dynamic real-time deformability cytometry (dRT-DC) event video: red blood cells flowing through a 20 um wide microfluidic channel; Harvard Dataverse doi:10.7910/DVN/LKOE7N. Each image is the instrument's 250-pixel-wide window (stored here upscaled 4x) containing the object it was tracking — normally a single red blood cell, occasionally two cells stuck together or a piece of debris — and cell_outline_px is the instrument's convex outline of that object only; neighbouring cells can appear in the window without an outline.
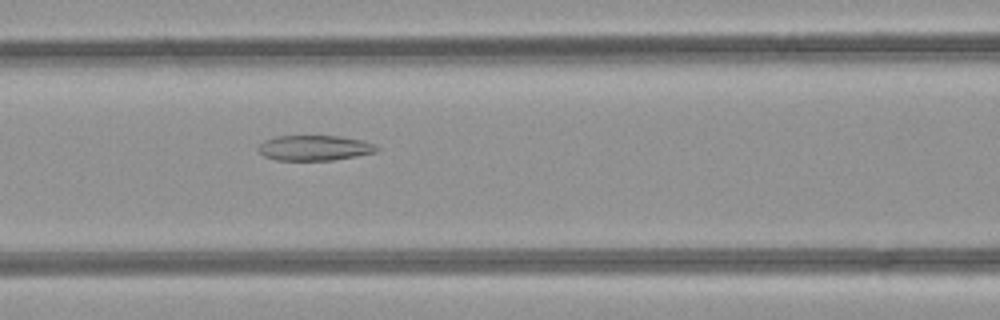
{"species": "common noctule bat (a hibernating species)", "species_latin": "Nyctalus noctula", "temperature_condition": "room temperature", "stored_images_in_passage": 36, "camera_frame_rate_fps": 3000, "um_per_image_px": 0.085, "animal": {"sex": "female", "body_mass_g": 21.9}, "frame": {"image": 1, "passage_image": 15, "time_ms": 4.667, "image_size_px": [1000, 320], "cell_outline_px": [[380, 148], [376, 152], [356, 156], [332, 160], [276, 160], [264, 156], [256, 148], [264, 140], [276, 136], [340, 136], [360, 140], [376, 144]], "centroid_in_image_um": [26.73, 12.57], "position_along_channel_um": 139.9, "area_um2": 17.46}}
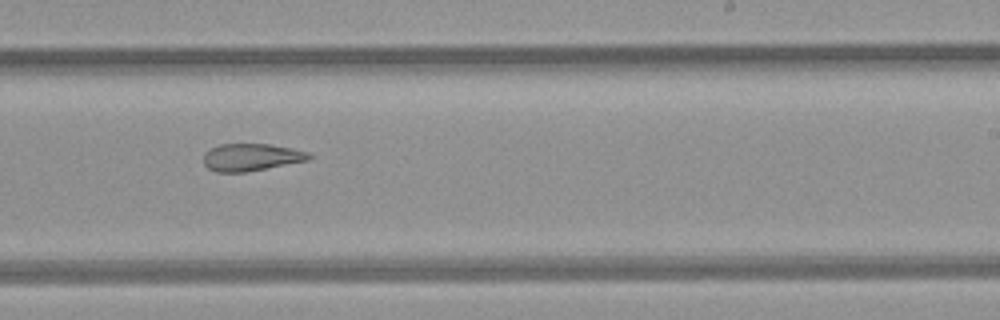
{"frame": {"image": 2, "passage_image": 24, "time_ms": 7.667, "image_size_px": [1000, 320], "cell_outline_px": [[312, 156], [308, 160], [244, 172], [216, 172], [208, 168], [204, 164], [204, 152], [220, 144], [272, 144], [292, 148], [308, 152]], "centroid_in_image_um": [21.34, 13.35], "position_along_channel_um": 267.7, "area_um2": 16.65}}
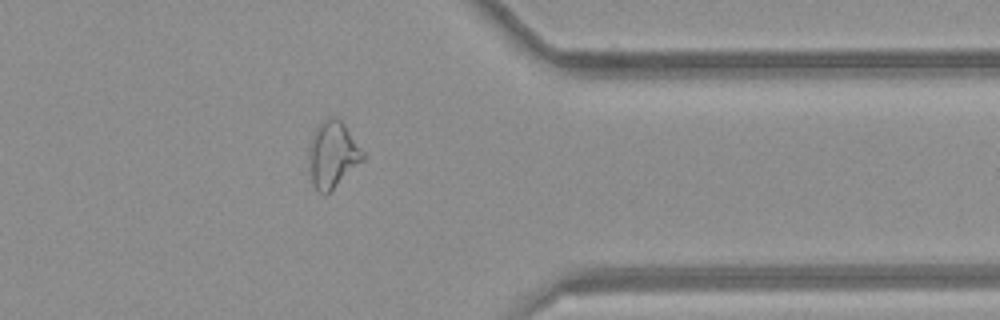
{"frame": {"image": 3, "passage_image": 33, "time_ms": 10.667, "image_size_px": [1000, 320], "cell_outline_px": [[364, 160], [324, 196], [312, 184], [312, 140], [316, 128], [324, 120], [340, 120], [344, 124], [364, 152]], "centroid_in_image_um": [28.34, 13.17], "position_along_channel_um": 383.1, "area_um2": 19.54}}